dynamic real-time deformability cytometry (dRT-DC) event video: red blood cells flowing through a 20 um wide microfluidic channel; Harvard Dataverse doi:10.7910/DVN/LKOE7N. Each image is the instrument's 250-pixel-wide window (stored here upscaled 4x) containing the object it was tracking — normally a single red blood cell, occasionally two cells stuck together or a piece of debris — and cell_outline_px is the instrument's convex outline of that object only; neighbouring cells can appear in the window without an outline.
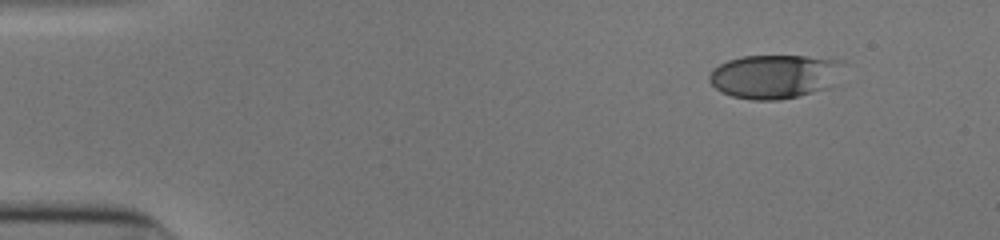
{"species": "human", "species_latin": "Homo sapiens", "temperature_condition": "cold", "stored_images_in_passage": 40, "camera_frame_rate_fps": 3000, "um_per_image_px": 0.085, "donor": {"sex": "male"}, "frame": {"image": 1, "passage_image": 1, "time_ms": 0.0, "image_size_px": [1000, 240], "cell_outline_px": [[852, 64], [828, 88], [796, 96], [776, 100], [752, 100], [732, 96], [720, 92], [708, 80], [708, 76], [712, 68], [728, 60], [744, 56], [804, 56], [844, 60]], "centroid_in_image_um": [65.92, 6.48], "position_along_channel_um": 19.1, "area_um2": 34.91}}
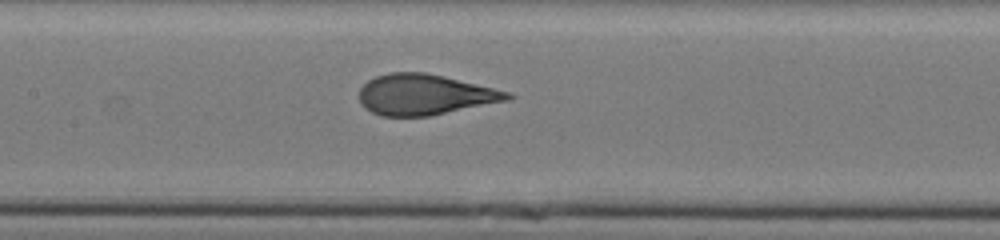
{"frame": {"image": 2, "passage_image": 21, "time_ms": 6.667, "image_size_px": [1000, 240], "cell_outline_px": [[516, 96], [508, 100], [428, 116], [384, 116], [372, 112], [360, 100], [360, 88], [368, 80], [376, 76], [388, 72], [424, 72], [444, 76], [508, 92]], "centroid_in_image_um": [36.09, 8.03], "position_along_channel_um": 171.3, "area_um2": 34.56}}
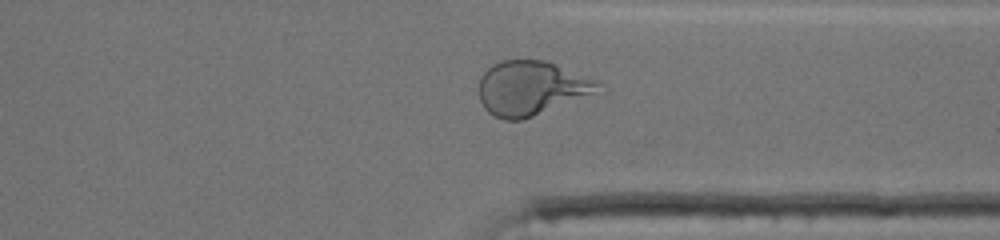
{"frame": {"image": 3, "passage_image": 36, "time_ms": 11.667, "image_size_px": [1000, 240], "cell_outline_px": [[600, 84], [596, 92], [532, 116], [520, 120], [504, 120], [488, 112], [484, 108], [480, 100], [480, 80], [484, 72], [492, 64], [500, 60], [544, 60], [592, 80]], "centroid_in_image_um": [45.05, 7.49], "position_along_channel_um": 366.3, "area_um2": 36.53}, "authors_computed_cell_mechanics": {"area_um2": 35.0268, "velocity_mm_per_s": 3.8996, "shape_relaxation_time_tau1_ms": 4.7199, "shape_relaxation_time_tau2_ms": null, "deformation_change_tau1": 0.2126, "deformation_change_tau2": null}}